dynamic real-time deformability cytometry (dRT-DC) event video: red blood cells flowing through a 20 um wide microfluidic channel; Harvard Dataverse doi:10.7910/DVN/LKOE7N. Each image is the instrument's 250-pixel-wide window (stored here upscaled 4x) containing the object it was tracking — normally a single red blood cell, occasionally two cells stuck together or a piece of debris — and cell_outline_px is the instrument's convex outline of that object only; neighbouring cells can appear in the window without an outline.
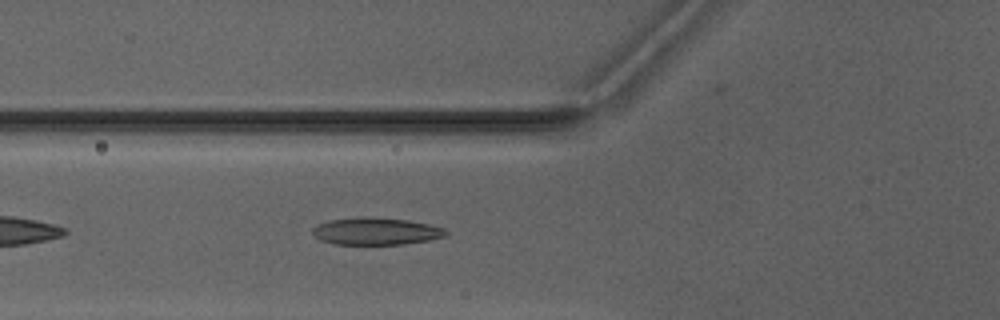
{"species": "Egyptian fruit bat (a non-hibernating species)", "species_latin": "Rousettus aegyptiacus", "temperature_condition": "warm", "stored_images_in_passage": 2, "camera_frame_rate_fps": 3000, "um_per_image_px": 0.085, "animal": {"sex": "male"}, "frame": {"image": 1, "passage_image": 2, "time_ms": 1.333, "image_size_px": [1000, 320], "cell_outline_px": [[448, 232], [444, 236], [428, 240], [404, 244], [336, 244], [320, 240], [312, 236], [312, 228], [328, 220], [356, 216], [364, 216], [408, 220], [432, 224], [444, 228]], "centroid_in_image_um": [31.93, 19.64], "position_along_channel_um": 93.9, "area_um2": 21.33}}